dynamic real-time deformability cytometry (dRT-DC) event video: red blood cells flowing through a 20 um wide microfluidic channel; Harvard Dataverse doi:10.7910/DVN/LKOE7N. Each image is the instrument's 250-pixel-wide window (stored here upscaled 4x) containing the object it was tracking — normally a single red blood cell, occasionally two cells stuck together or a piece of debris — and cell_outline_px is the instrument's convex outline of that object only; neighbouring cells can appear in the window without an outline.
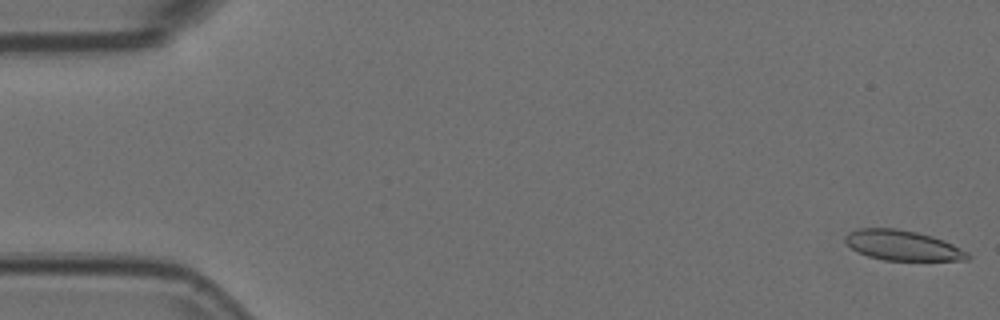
{"species": "Egyptian fruit bat (a non-hibernating species)", "species_latin": "Rousettus aegyptiacus", "temperature_condition": "room temperature", "stored_images_in_passage": 13, "camera_frame_rate_fps": 3000, "um_per_image_px": 0.085, "animal": {"sex": "female"}, "frame": {"image": 1, "passage_image": 1, "time_ms": 0.0, "image_size_px": [1000, 320], "cell_outline_px": [[972, 256], [968, 260], [884, 260], [868, 256], [852, 248], [844, 240], [844, 236], [848, 232], [860, 228], [896, 228], [916, 232], [932, 236], [944, 240], [968, 252]], "centroid_in_image_um": [76.73, 20.85], "position_along_channel_um": 8.3, "area_um2": 21.39}}
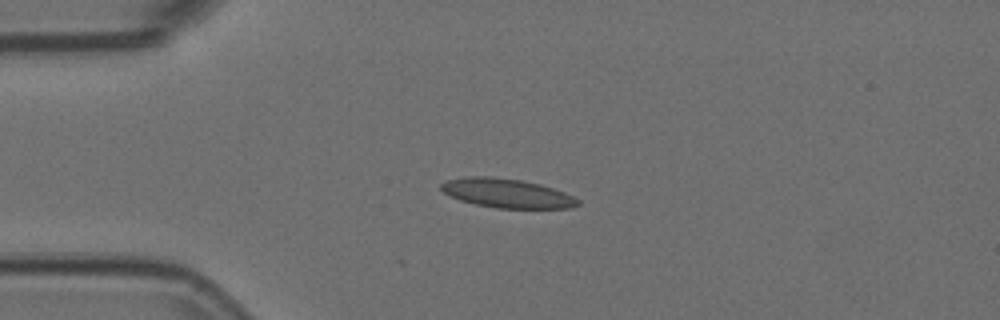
{"frame": {"image": 2, "passage_image": 13, "time_ms": 4.0, "image_size_px": [1000, 320], "cell_outline_px": [[580, 204], [568, 208], [496, 208], [476, 204], [460, 200], [448, 196], [440, 188], [440, 184], [444, 180], [464, 176], [492, 176], [520, 180], [540, 184], [564, 192], [580, 200]], "centroid_in_image_um": [43.03, 16.41], "position_along_channel_um": 42.0, "area_um2": 23.29}}